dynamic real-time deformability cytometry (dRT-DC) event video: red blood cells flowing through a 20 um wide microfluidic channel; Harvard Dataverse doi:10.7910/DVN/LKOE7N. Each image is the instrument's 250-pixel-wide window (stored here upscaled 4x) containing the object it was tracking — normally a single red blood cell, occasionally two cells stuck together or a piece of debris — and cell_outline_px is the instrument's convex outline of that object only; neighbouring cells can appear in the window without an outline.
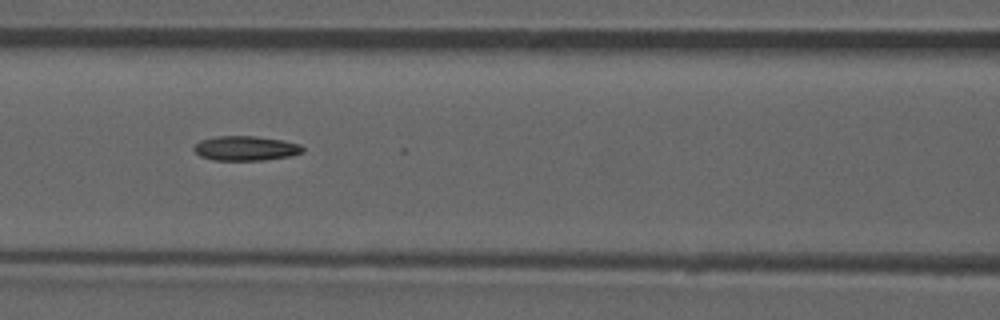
{"species": "common noctule bat (a hibernating species)", "species_latin": "Nyctalus noctula", "temperature_condition": "room temperature", "stored_images_in_passage": 53, "camera_frame_rate_fps": 3000, "um_per_image_px": 0.085, "animal": {"sex": "male", "forearm_length_mm": 52.5}, "frame": {"image": 1, "passage_image": 23, "time_ms": 7.333, "image_size_px": [1000, 320], "cell_outline_px": [[304, 152], [292, 156], [264, 160], [212, 160], [200, 156], [192, 148], [200, 140], [216, 136], [256, 136], [284, 140], [300, 144], [304, 148]], "centroid_in_image_um": [20.91, 12.6], "position_along_channel_um": 145.7, "area_um2": 15.78}}